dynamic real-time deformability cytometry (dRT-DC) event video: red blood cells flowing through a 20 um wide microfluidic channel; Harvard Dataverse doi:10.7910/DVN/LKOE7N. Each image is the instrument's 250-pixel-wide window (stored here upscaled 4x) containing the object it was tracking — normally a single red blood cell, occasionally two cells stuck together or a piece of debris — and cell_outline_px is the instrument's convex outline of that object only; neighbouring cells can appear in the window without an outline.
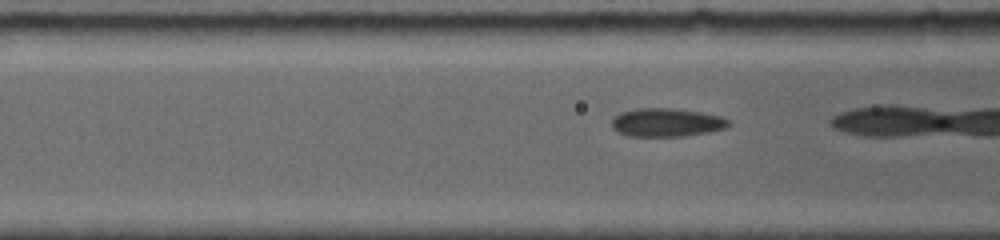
{"species": "common noctule bat (a hibernating species)", "species_latin": "Nyctalus noctula", "temperature_condition": "room temperature", "stored_images_in_passage": 24, "camera_frame_rate_fps": 5000, "um_per_image_px": 0.085, "animal": {"sex": "female", "body_mass_g": 19.0, "forearm_length_mm": 56.7}, "frame": {"image": 1, "passage_image": 4, "time_ms": 0.8, "image_size_px": [1000, 240], "cell_outline_px": [[732, 124], [728, 128], [708, 132], [684, 136], [628, 136], [616, 132], [612, 128], [612, 120], [620, 112], [636, 108], [672, 108], [700, 112], [720, 116], [728, 120]], "centroid_in_image_um": [56.66, 10.41], "position_along_channel_um": 109.9, "area_um2": 19.48}}
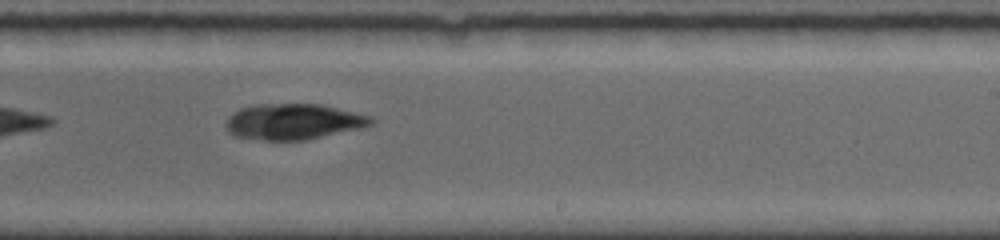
{"frame": {"image": 2, "passage_image": 14, "time_ms": 5.4, "image_size_px": [1000, 240], "cell_outline_px": [[376, 120], [372, 124], [364, 128], [308, 140], [264, 140], [236, 136], [228, 132], [224, 124], [228, 116], [232, 112], [240, 108], [256, 104], [320, 104], [372, 116]], "centroid_in_image_um": [24.96, 10.34], "position_along_channel_um": 264.0, "area_um2": 30.69}}